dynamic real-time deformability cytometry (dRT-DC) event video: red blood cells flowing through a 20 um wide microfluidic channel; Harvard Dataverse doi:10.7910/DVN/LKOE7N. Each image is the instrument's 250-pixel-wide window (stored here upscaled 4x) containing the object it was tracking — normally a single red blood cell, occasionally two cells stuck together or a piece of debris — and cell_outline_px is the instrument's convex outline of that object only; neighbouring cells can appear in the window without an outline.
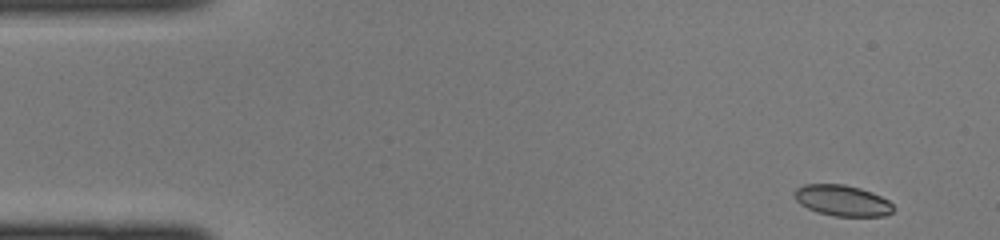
{"species": "common noctule bat (a hibernating species)", "species_latin": "Nyctalus noctula", "temperature_condition": "cold", "stored_images_in_passage": 43, "camera_frame_rate_fps": 3000, "um_per_image_px": 0.085, "animal": {"sex": "female", "body_mass_g": 22.0, "forearm_length_mm": 56.7}, "frame": {"image": 1, "passage_image": 1, "time_ms": 0.0, "image_size_px": [1000, 240], "cell_outline_px": [[896, 208], [892, 212], [884, 216], [832, 216], [816, 212], [800, 204], [792, 196], [792, 192], [796, 188], [804, 184], [844, 184], [860, 188], [872, 192], [888, 200]], "centroid_in_image_um": [71.57, 17.04], "position_along_channel_um": 13.4, "area_um2": 18.09}}
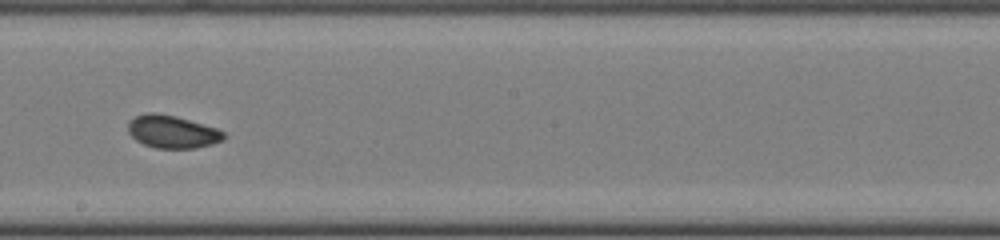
{"frame": {"image": 2, "passage_image": 23, "time_ms": 7.333, "image_size_px": [1000, 240], "cell_outline_px": [[224, 140], [212, 144], [196, 148], [156, 148], [144, 144], [136, 140], [128, 132], [128, 120], [136, 116], [148, 112], [152, 112], [176, 116], [216, 128], [224, 132]], "centroid_in_image_um": [14.62, 11.2], "position_along_channel_um": 233.6, "area_um2": 18.21}}
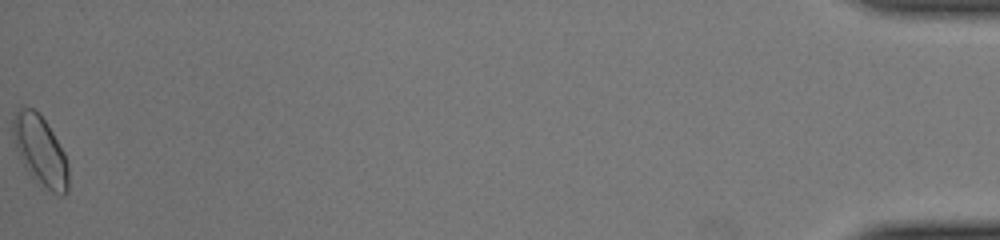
{"frame": {"image": 3, "passage_image": 43, "time_ms": 14.0, "image_size_px": [1000, 240], "cell_outline_px": [[68, 192], [64, 196], [60, 196], [40, 188], [28, 172], [16, 148], [12, 136], [12, 120], [16, 112], [20, 108], [32, 108], [44, 120], [52, 132], [64, 152], [68, 164]], "centroid_in_image_um": [3.44, 12.89], "position_along_channel_um": 431.8, "area_um2": 22.66}}